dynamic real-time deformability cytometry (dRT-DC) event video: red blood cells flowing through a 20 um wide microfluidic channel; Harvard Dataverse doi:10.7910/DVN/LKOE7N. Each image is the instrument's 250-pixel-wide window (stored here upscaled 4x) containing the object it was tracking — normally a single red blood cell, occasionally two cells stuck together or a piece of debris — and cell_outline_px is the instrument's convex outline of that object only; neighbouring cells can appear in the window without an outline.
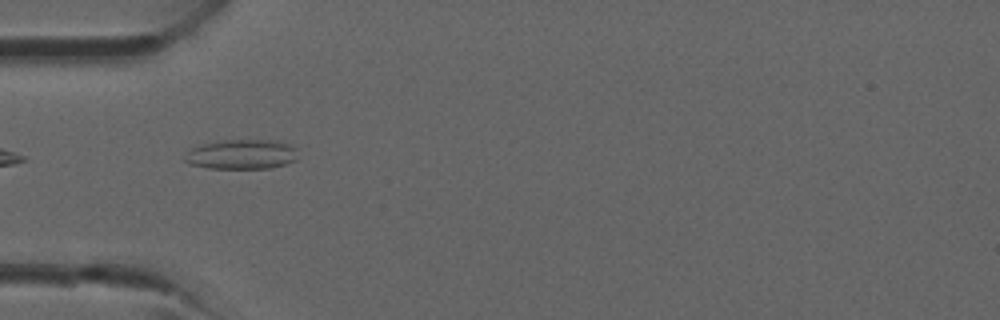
{"species": "common noctule bat (a hibernating species)", "species_latin": "Nyctalus noctula", "temperature_condition": "room temperature", "stored_images_in_passage": 28, "camera_frame_rate_fps": 3000, "um_per_image_px": 0.085, "animal": {"sex": "male", "forearm_length_mm": 52.5}, "frame": {"image": 1, "passage_image": 1, "time_ms": 0.0, "image_size_px": [1000, 320], "cell_outline_px": [[296, 160], [284, 164], [268, 168], [208, 168], [188, 164], [184, 160], [188, 152], [192, 148], [200, 144], [224, 140], [276, 140], [292, 144], [296, 148]], "centroid_in_image_um": [20.54, 13.11], "position_along_channel_um": 64.5, "area_um2": 19.59}}
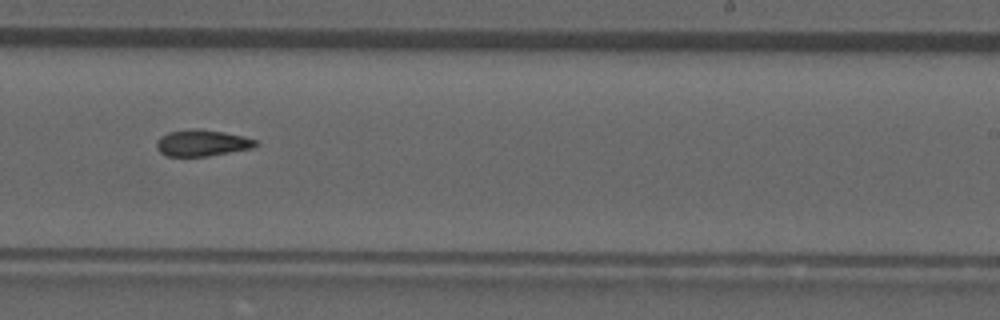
{"frame": {"image": 2, "passage_image": 13, "time_ms": 4.0, "image_size_px": [1000, 320], "cell_outline_px": [[260, 144], [252, 148], [208, 156], [168, 156], [160, 152], [156, 148], [156, 140], [160, 136], [168, 132], [192, 128], [196, 128], [224, 132], [244, 136], [256, 140]], "centroid_in_image_um": [17.16, 12.14], "position_along_channel_um": 271.8, "area_um2": 15.37}}